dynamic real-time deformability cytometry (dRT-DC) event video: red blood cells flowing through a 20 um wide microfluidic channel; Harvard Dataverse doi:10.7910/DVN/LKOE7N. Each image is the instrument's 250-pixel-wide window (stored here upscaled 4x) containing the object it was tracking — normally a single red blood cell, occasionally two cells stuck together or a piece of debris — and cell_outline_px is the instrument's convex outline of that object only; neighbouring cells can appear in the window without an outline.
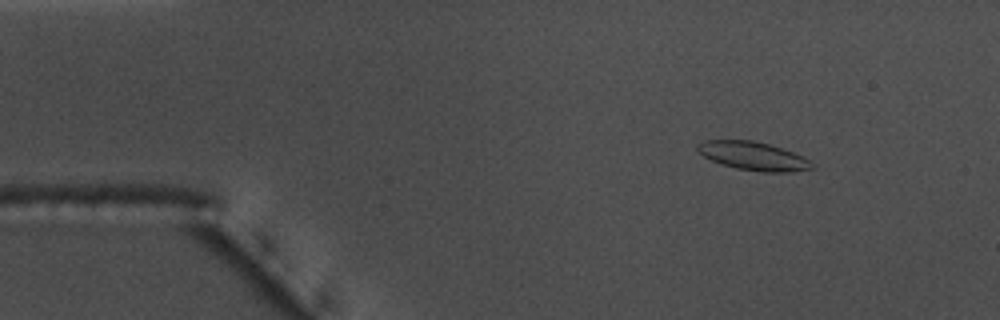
{"species": "common noctule bat (a hibernating species)", "species_latin": "Nyctalus noctula", "temperature_condition": "warm", "stored_images_in_passage": 57, "camera_frame_rate_fps": 3000, "um_per_image_px": 0.085, "animal": {"sex": "male", "body_mass_g": 17.5, "forearm_length_mm": 52.3}, "frame": {"image": 1, "passage_image": 8, "time_ms": 2.333, "image_size_px": [1000, 320], "cell_outline_px": [[816, 168], [788, 172], [764, 172], [736, 168], [712, 160], [704, 156], [696, 148], [696, 144], [704, 140], [752, 140], [768, 144], [792, 152], [808, 160]], "centroid_in_image_um": [64.0, 13.26], "position_along_channel_um": 21.0, "area_um2": 18.61}}
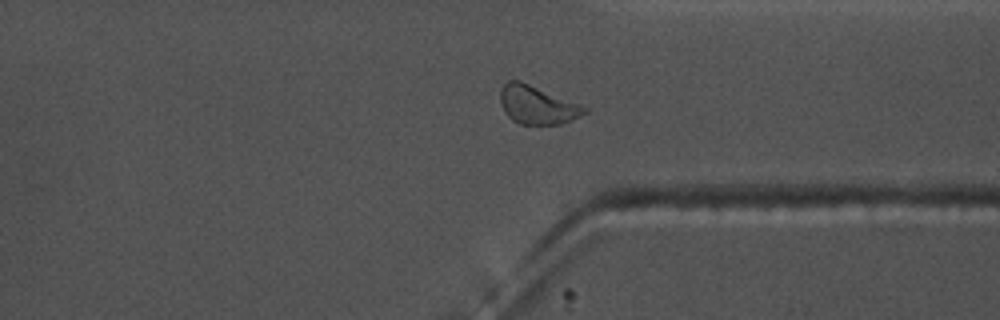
{"frame": {"image": 2, "passage_image": 43, "time_ms": 14.0, "image_size_px": [1000, 320], "cell_outline_px": [[588, 112], [580, 116], [560, 124], [520, 124], [512, 120], [504, 112], [500, 100], [500, 88], [508, 80], [520, 80], [580, 104], [588, 108]], "centroid_in_image_um": [45.64, 8.91], "position_along_channel_um": 365.8, "area_um2": 18.79}}
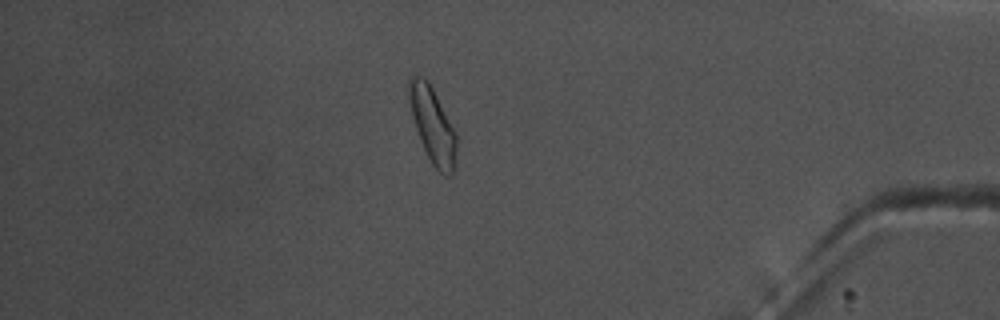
{"frame": {"image": 3, "passage_image": 49, "time_ms": 16.0, "image_size_px": [1000, 320], "cell_outline_px": [[456, 156], [452, 176], [448, 176], [440, 172], [432, 164], [420, 140], [412, 116], [408, 96], [408, 80], [412, 76], [420, 76], [428, 80], [456, 132]], "centroid_in_image_um": [36.77, 10.63], "position_along_channel_um": 398.4, "area_um2": 20.69}, "authors_computed_cell_mechanics": {"area_um2": 18.6116, "velocity_mm_per_s": 3.6389, "shape_relaxation_time_tau1_ms": null, "shape_relaxation_time_tau2_ms": 1.9613, "deformation_change_tau1": null, "deformation_change_tau2": 0.0732}}